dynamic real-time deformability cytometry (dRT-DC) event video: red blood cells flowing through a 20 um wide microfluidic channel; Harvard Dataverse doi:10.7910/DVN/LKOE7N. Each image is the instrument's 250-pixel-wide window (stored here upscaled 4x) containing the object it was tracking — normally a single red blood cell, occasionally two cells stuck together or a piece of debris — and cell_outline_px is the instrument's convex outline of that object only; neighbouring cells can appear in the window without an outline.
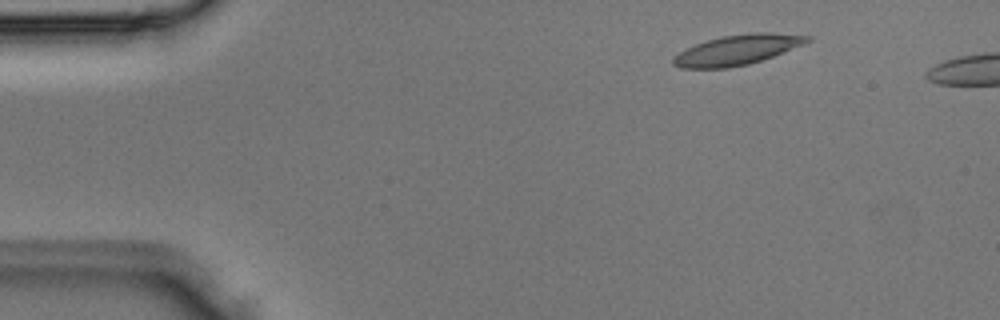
{"species": "Egyptian fruit bat (a non-hibernating species)", "species_latin": "Rousettus aegyptiacus", "temperature_condition": "room temperature", "stored_images_in_passage": 3, "camera_frame_rate_fps": 3000, "um_per_image_px": 0.085, "animal": {"sex": "male"}, "frame": {"image": 1, "passage_image": 2, "time_ms": 0.333, "image_size_px": [1000, 320], "cell_outline_px": [[812, 40], [772, 56], [748, 64], [728, 68], [680, 68], [672, 64], [672, 56], [696, 44], [708, 40], [724, 36], [752, 32], [768, 32], [812, 36]], "centroid_in_image_um": [62.64, 4.24], "position_along_channel_um": 22.4, "area_um2": 23.12}}